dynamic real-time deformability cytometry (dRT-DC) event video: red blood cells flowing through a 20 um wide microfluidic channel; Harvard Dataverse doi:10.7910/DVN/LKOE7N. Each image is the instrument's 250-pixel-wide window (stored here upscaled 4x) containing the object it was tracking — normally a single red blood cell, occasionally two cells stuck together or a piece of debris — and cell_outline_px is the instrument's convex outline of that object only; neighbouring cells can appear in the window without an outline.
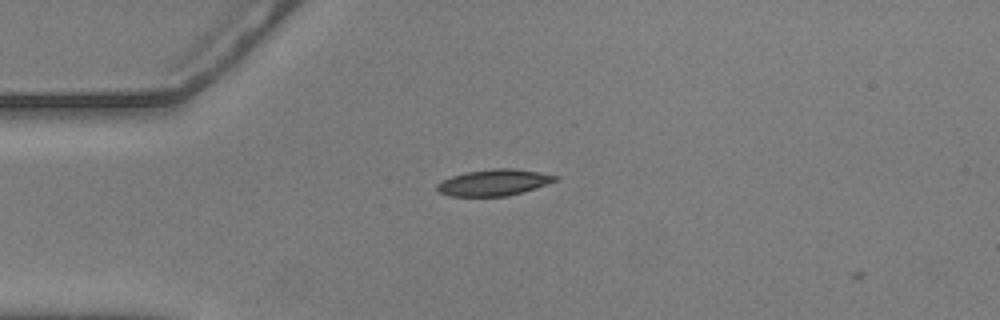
{"species": "common noctule bat (a hibernating species)", "species_latin": "Nyctalus noctula", "temperature_condition": "warm", "stored_images_in_passage": 3, "camera_frame_rate_fps": 3000, "um_per_image_px": 0.085, "animal": {"sex": "male", "body_mass_g": 20.5, "forearm_length_mm": 52.5}, "frame": {"image": 1, "passage_image": 2, "time_ms": 0.333, "image_size_px": [1000, 320], "cell_outline_px": [[560, 176], [556, 180], [524, 192], [508, 196], [448, 196], [440, 192], [436, 188], [436, 184], [440, 180], [452, 176], [468, 172], [492, 168], [512, 168]], "centroid_in_image_um": [41.94, 15.52], "position_along_channel_um": 43.1, "area_um2": 18.03}}